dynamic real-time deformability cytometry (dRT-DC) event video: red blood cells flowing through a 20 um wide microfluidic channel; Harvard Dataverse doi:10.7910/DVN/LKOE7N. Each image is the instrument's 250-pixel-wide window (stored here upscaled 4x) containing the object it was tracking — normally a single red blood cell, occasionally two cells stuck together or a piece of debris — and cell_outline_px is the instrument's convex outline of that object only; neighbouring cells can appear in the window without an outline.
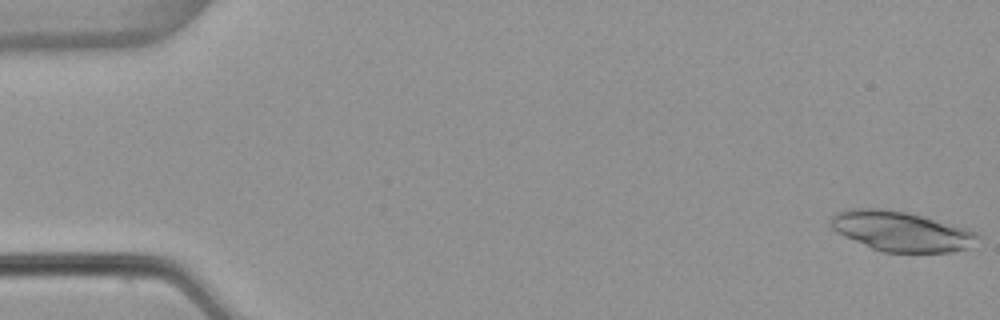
{"species": "common noctule bat (a hibernating species)", "species_latin": "Nyctalus noctula", "temperature_condition": "warm", "stored_images_in_passage": 35, "camera_frame_rate_fps": 3000, "um_per_image_px": 0.085, "animal": {"sex": "female", "body_mass_g": 22.7, "forearm_length_mm": 54.2}, "frame": {"image": 1, "passage_image": 1, "time_ms": 0.0, "image_size_px": [1000, 320], "cell_outline_px": [[980, 236], [968, 248], [952, 252], [884, 252], [872, 248], [844, 236], [836, 232], [832, 228], [832, 216], [836, 212], [848, 208], [880, 208], [908, 212], [924, 216], [968, 228], [976, 232]], "centroid_in_image_um": [76.61, 19.64], "position_along_channel_um": 8.4, "area_um2": 34.16}}